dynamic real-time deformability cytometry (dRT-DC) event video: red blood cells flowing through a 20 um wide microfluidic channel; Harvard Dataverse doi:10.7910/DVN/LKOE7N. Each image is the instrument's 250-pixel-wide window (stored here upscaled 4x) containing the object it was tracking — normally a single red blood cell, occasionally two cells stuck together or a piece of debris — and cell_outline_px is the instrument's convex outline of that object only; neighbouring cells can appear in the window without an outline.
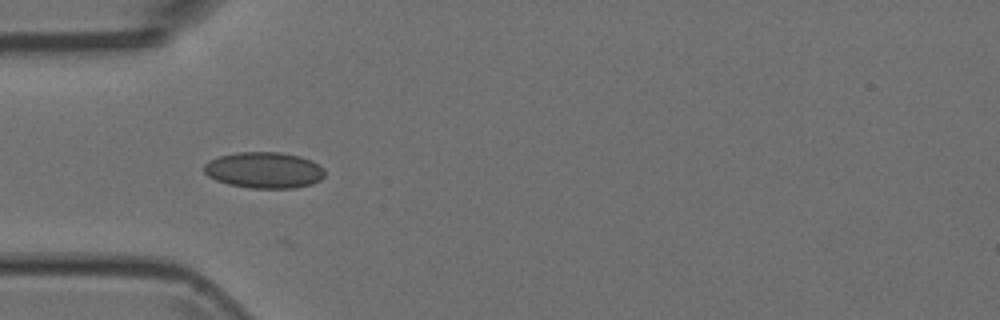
{"species": "Egyptian fruit bat (a non-hibernating species)", "species_latin": "Rousettus aegyptiacus", "temperature_condition": "room temperature", "stored_images_in_passage": 6, "camera_frame_rate_fps": 3000, "um_per_image_px": 0.085, "animal": {"sex": "female"}, "frame": {"image": 1, "passage_image": 3, "time_ms": 0.667, "image_size_px": [1000, 320], "cell_outline_px": [[324, 176], [320, 180], [312, 184], [292, 188], [252, 188], [228, 184], [216, 180], [208, 176], [204, 172], [204, 164], [208, 160], [220, 156], [236, 152], [280, 152], [300, 156], [312, 160], [324, 168]], "centroid_in_image_um": [22.45, 14.45], "position_along_channel_um": 62.5, "area_um2": 25.55}}
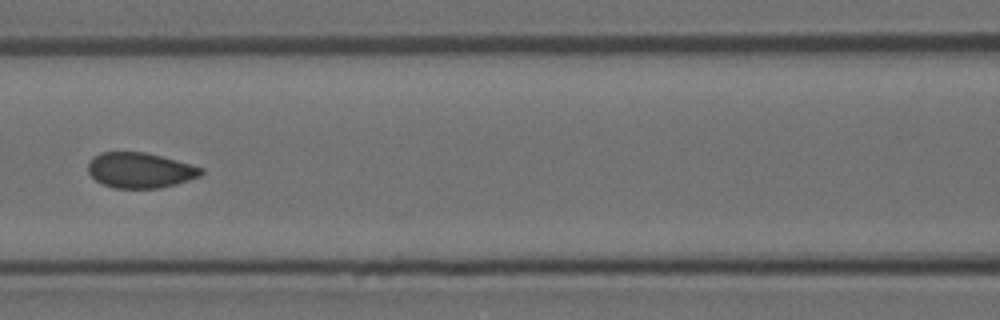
{"frame": {"image": 2, "passage_image": 5, "time_ms": 1.333, "image_size_px": [1000, 320], "cell_outline_px": [[204, 172], [200, 176], [176, 184], [160, 188], [116, 188], [104, 184], [96, 180], [88, 172], [88, 160], [92, 156], [100, 152], [144, 152], [160, 156], [204, 168]], "centroid_in_image_um": [11.88, 14.47], "position_along_channel_um": 154.7, "area_um2": 23.24}}
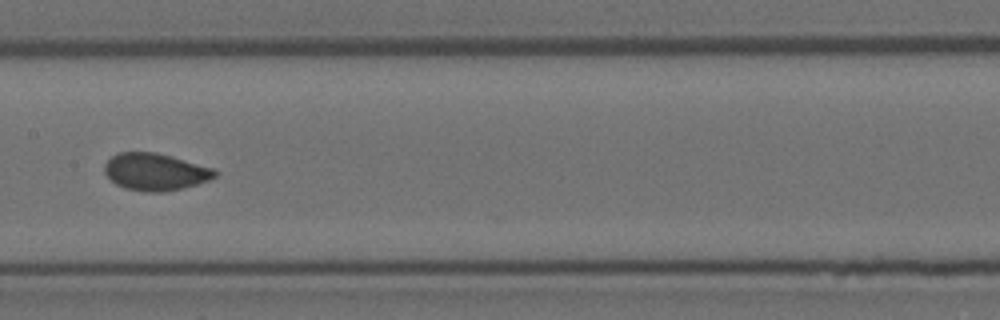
{"frame": {"image": 3, "passage_image": 6, "time_ms": 1.667, "image_size_px": [1000, 320], "cell_outline_px": [[220, 172], [216, 176], [208, 180], [196, 184], [164, 192], [144, 192], [124, 188], [116, 184], [104, 172], [104, 164], [116, 152], [156, 152], [216, 168]], "centroid_in_image_um": [13.21, 14.6], "position_along_channel_um": 194.2, "area_um2": 24.04}}